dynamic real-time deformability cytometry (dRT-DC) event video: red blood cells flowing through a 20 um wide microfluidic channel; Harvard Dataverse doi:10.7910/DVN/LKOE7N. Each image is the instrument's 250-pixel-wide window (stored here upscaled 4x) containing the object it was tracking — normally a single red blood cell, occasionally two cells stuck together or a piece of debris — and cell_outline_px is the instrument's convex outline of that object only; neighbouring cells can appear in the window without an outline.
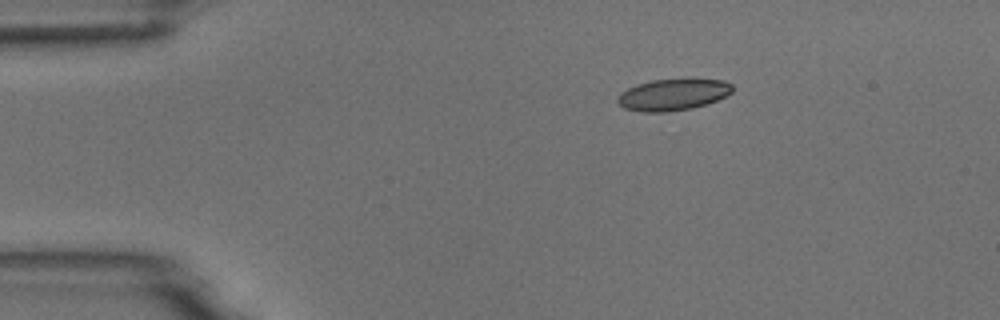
{"species": "common noctule bat (a hibernating species)", "species_latin": "Nyctalus noctula", "temperature_condition": "room temperature", "stored_images_in_passage": 5, "camera_frame_rate_fps": 3000, "um_per_image_px": 0.085, "animal": {"sex": "male", "body_mass_g": 18.8}, "frame": {"image": 1, "passage_image": 5, "time_ms": 4.667, "image_size_px": [1000, 320], "cell_outline_px": [[732, 92], [716, 100], [692, 108], [664, 112], [644, 112], [624, 108], [616, 100], [620, 92], [636, 84], [652, 80], [688, 76], [724, 80], [732, 84]], "centroid_in_image_um": [57.22, 7.98], "position_along_channel_um": 27.8, "area_um2": 21.73}}